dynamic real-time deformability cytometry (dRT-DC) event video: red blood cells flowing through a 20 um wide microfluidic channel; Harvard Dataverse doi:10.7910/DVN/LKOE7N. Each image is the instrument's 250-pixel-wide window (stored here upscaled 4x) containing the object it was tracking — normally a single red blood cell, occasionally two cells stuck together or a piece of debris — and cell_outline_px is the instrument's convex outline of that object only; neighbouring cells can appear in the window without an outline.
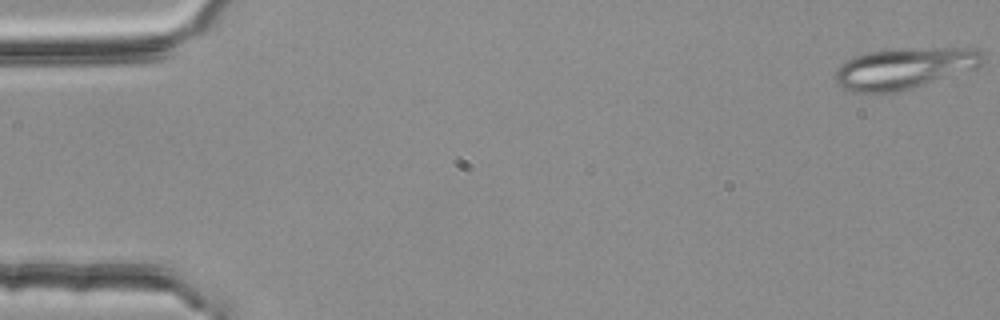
{"species": "common noctule bat (a hibernating species)", "species_latin": "Nyctalus noctula", "temperature_condition": "room temperature", "stored_images_in_passage": 5, "camera_frame_rate_fps": 3000, "um_per_image_px": 0.085, "animal": {"sex": "female", "body_mass_g": 25.1}, "frame": {"image": 1, "passage_image": 1, "time_ms": 0.0, "image_size_px": [1000, 320], "cell_outline_px": [[984, 64], [976, 68], [908, 88], [892, 92], [852, 92], [836, 84], [832, 76], [836, 68], [848, 60], [856, 56], [868, 52], [892, 48], [964, 48], [980, 52], [984, 56]], "centroid_in_image_um": [76.8, 5.79], "position_along_channel_um": 8.2, "area_um2": 34.97}}